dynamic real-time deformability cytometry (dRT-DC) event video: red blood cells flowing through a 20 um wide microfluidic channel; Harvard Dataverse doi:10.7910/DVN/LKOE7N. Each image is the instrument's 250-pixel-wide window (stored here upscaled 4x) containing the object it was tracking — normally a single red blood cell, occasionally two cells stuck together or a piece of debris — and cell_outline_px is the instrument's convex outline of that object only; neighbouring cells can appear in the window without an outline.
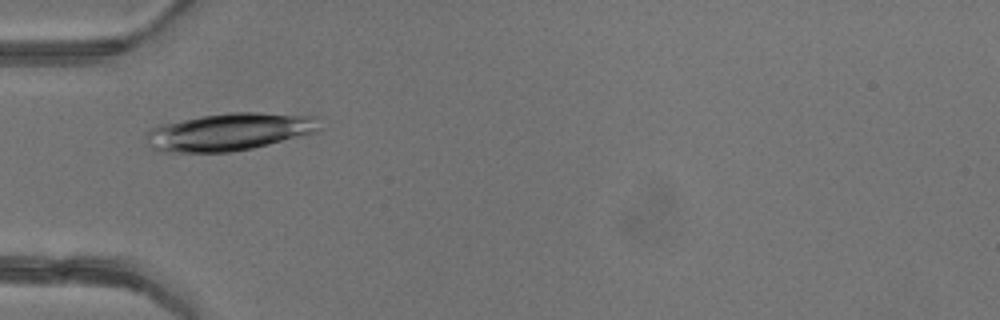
{"species": "common noctule bat (a hibernating species)", "species_latin": "Nyctalus noctula", "temperature_condition": "warm", "stored_images_in_passage": 3, "camera_frame_rate_fps": 3000, "um_per_image_px": 0.085, "animal": {"sex": "female"}, "frame": {"image": 1, "passage_image": 1, "time_ms": 0.0, "image_size_px": [1000, 320], "cell_outline_px": [[324, 128], [316, 132], [252, 148], [228, 152], [160, 152], [152, 148], [148, 144], [148, 132], [152, 128], [160, 124], [200, 116], [228, 112], [256, 112], [316, 116]], "centroid_in_image_um": [19.53, 11.19], "position_along_channel_um": 65.5, "area_um2": 37.92}}
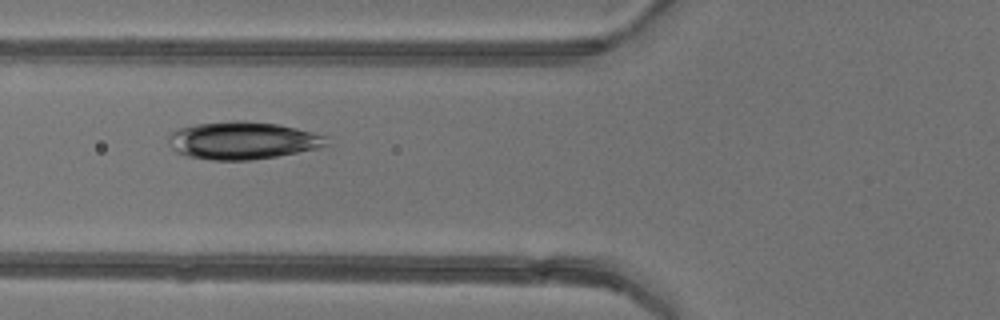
{"frame": {"image": 2, "passage_image": 2, "time_ms": 1.0, "image_size_px": [1000, 320], "cell_outline_px": [[328, 144], [316, 148], [276, 156], [252, 160], [212, 160], [188, 156], [176, 152], [172, 148], [168, 140], [168, 136], [172, 132], [180, 128], [196, 124], [232, 120], [244, 120], [280, 124], [328, 136]], "centroid_in_image_um": [20.61, 11.93], "position_along_channel_um": 105.2, "area_um2": 34.56}}
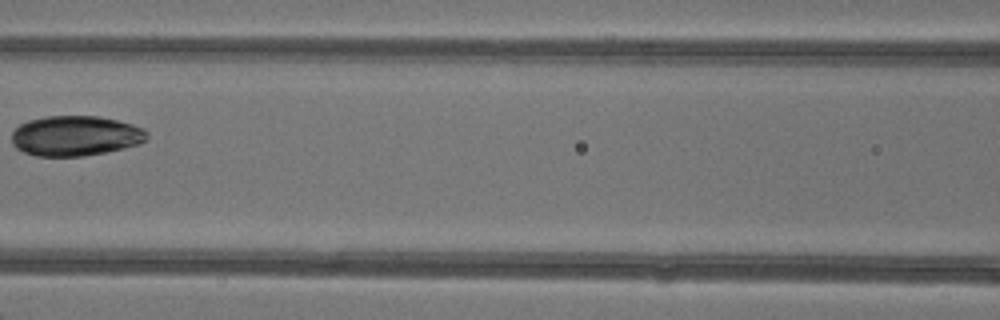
{"frame": {"image": 3, "passage_image": 3, "time_ms": 2.333, "image_size_px": [1000, 320], "cell_outline_px": [[148, 136], [140, 144], [124, 148], [84, 156], [36, 156], [24, 152], [16, 148], [12, 144], [12, 132], [20, 124], [28, 120], [44, 116], [100, 116], [132, 124], [144, 128], [148, 132]], "centroid_in_image_um": [6.41, 11.54], "position_along_channel_um": 160.2, "area_um2": 31.79}}